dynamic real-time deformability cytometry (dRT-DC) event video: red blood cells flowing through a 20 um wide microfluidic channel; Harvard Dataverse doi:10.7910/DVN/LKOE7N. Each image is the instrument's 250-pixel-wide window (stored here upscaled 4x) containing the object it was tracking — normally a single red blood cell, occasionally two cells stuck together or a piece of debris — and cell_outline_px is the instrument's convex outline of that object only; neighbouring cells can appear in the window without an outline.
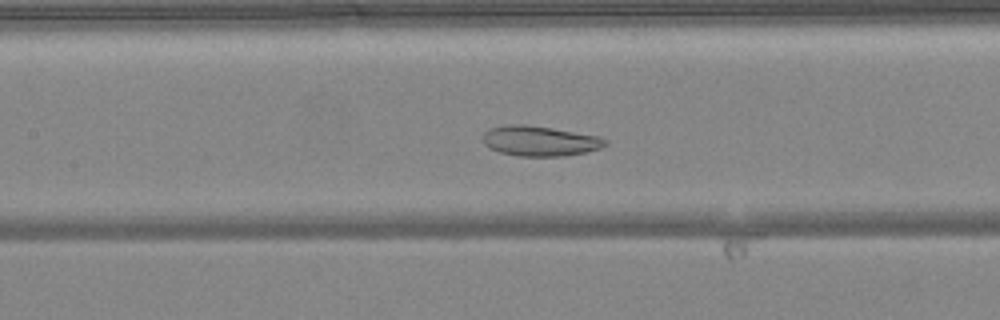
{"species": "common noctule bat (a hibernating species)", "species_latin": "Nyctalus noctula", "temperature_condition": "warm", "stored_images_in_passage": 50, "camera_frame_rate_fps": 3000, "um_per_image_px": 0.085, "animal": {"sex": "female", "body_mass_g": 24.6, "forearm_length_mm": 56.2}, "frame": {"image": 1, "passage_image": 23, "time_ms": 7.333, "image_size_px": [1000, 320], "cell_outline_px": [[608, 144], [600, 148], [584, 152], [564, 156], [516, 156], [500, 152], [488, 148], [484, 144], [484, 132], [488, 128], [508, 124], [524, 124], [552, 128], [600, 136], [608, 140]], "centroid_in_image_um": [45.88, 11.98], "position_along_channel_um": 161.5, "area_um2": 21.62}}
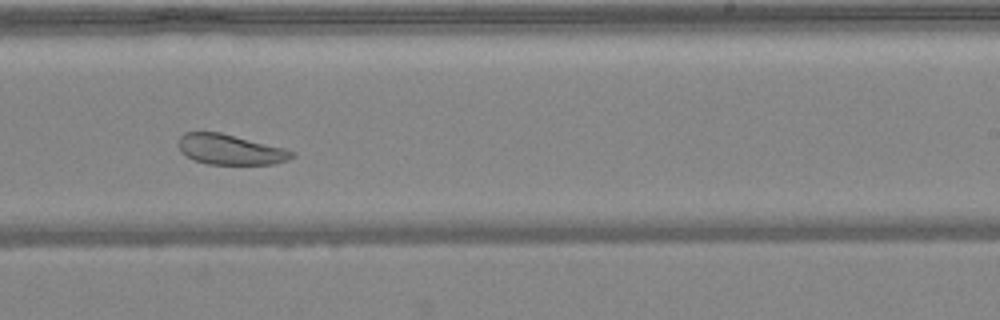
{"frame": {"image": 2, "passage_image": 31, "time_ms": 10.0, "image_size_px": [1000, 320], "cell_outline_px": [[296, 156], [288, 160], [272, 164], [208, 164], [196, 160], [180, 152], [176, 144], [180, 136], [184, 132], [220, 132], [284, 148], [296, 152]], "centroid_in_image_um": [19.56, 12.7], "position_along_channel_um": 269.4, "area_um2": 20.06}}
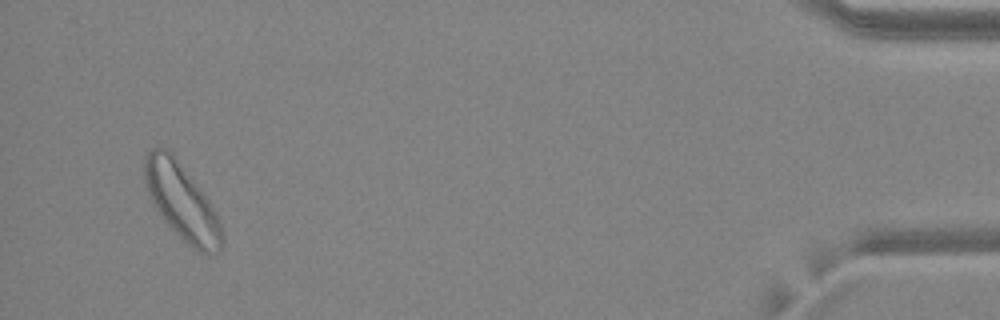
{"frame": {"image": 3, "passage_image": 48, "time_ms": 15.667, "image_size_px": [1000, 320], "cell_outline_px": [[224, 244], [220, 252], [208, 256], [192, 248], [164, 220], [152, 204], [144, 180], [144, 156], [152, 148], [168, 148], [172, 152], [208, 200], [220, 220], [224, 232]], "centroid_in_image_um": [15.48, 17.19], "position_along_channel_um": 419.7, "area_um2": 34.39}, "authors_computed_cell_mechanics": {"area_um2": 27.5128, "velocity_mm_per_s": 4.0742, "shape_relaxation_time_tau1_ms": 3.8767, "shape_relaxation_time_tau2_ms": 7.1383, "deformation_change_tau1": 0.0812, "deformation_change_tau2": 0.146}}